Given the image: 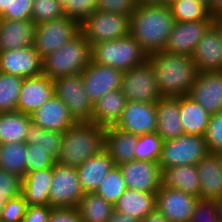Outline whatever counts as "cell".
Returning <instances> with one entry per match:
<instances>
[{
	"instance_id": "obj_47",
	"label": "cell",
	"mask_w": 222,
	"mask_h": 222,
	"mask_svg": "<svg viewBox=\"0 0 222 222\" xmlns=\"http://www.w3.org/2000/svg\"><path fill=\"white\" fill-rule=\"evenodd\" d=\"M22 178L0 169V198H14L21 194Z\"/></svg>"
},
{
	"instance_id": "obj_43",
	"label": "cell",
	"mask_w": 222,
	"mask_h": 222,
	"mask_svg": "<svg viewBox=\"0 0 222 222\" xmlns=\"http://www.w3.org/2000/svg\"><path fill=\"white\" fill-rule=\"evenodd\" d=\"M204 137L209 152L222 151V112L211 115Z\"/></svg>"
},
{
	"instance_id": "obj_18",
	"label": "cell",
	"mask_w": 222,
	"mask_h": 222,
	"mask_svg": "<svg viewBox=\"0 0 222 222\" xmlns=\"http://www.w3.org/2000/svg\"><path fill=\"white\" fill-rule=\"evenodd\" d=\"M156 104L127 102L116 127L135 135L157 132Z\"/></svg>"
},
{
	"instance_id": "obj_1",
	"label": "cell",
	"mask_w": 222,
	"mask_h": 222,
	"mask_svg": "<svg viewBox=\"0 0 222 222\" xmlns=\"http://www.w3.org/2000/svg\"><path fill=\"white\" fill-rule=\"evenodd\" d=\"M174 23L167 6L137 5L130 17L129 34L149 56L164 50Z\"/></svg>"
},
{
	"instance_id": "obj_28",
	"label": "cell",
	"mask_w": 222,
	"mask_h": 222,
	"mask_svg": "<svg viewBox=\"0 0 222 222\" xmlns=\"http://www.w3.org/2000/svg\"><path fill=\"white\" fill-rule=\"evenodd\" d=\"M161 186L180 190L200 199V184L196 165L161 169Z\"/></svg>"
},
{
	"instance_id": "obj_13",
	"label": "cell",
	"mask_w": 222,
	"mask_h": 222,
	"mask_svg": "<svg viewBox=\"0 0 222 222\" xmlns=\"http://www.w3.org/2000/svg\"><path fill=\"white\" fill-rule=\"evenodd\" d=\"M118 167L127 189L156 193L161 187V168L158 162L132 160Z\"/></svg>"
},
{
	"instance_id": "obj_48",
	"label": "cell",
	"mask_w": 222,
	"mask_h": 222,
	"mask_svg": "<svg viewBox=\"0 0 222 222\" xmlns=\"http://www.w3.org/2000/svg\"><path fill=\"white\" fill-rule=\"evenodd\" d=\"M136 7V0H98V10L129 17H131Z\"/></svg>"
},
{
	"instance_id": "obj_11",
	"label": "cell",
	"mask_w": 222,
	"mask_h": 222,
	"mask_svg": "<svg viewBox=\"0 0 222 222\" xmlns=\"http://www.w3.org/2000/svg\"><path fill=\"white\" fill-rule=\"evenodd\" d=\"M76 167L56 163L49 190V205L52 208H77L84 196Z\"/></svg>"
},
{
	"instance_id": "obj_33",
	"label": "cell",
	"mask_w": 222,
	"mask_h": 222,
	"mask_svg": "<svg viewBox=\"0 0 222 222\" xmlns=\"http://www.w3.org/2000/svg\"><path fill=\"white\" fill-rule=\"evenodd\" d=\"M82 222H107L114 211V205L95 192L84 193L77 206Z\"/></svg>"
},
{
	"instance_id": "obj_12",
	"label": "cell",
	"mask_w": 222,
	"mask_h": 222,
	"mask_svg": "<svg viewBox=\"0 0 222 222\" xmlns=\"http://www.w3.org/2000/svg\"><path fill=\"white\" fill-rule=\"evenodd\" d=\"M84 91L96 103L108 92L121 89L123 71L90 61L81 72Z\"/></svg>"
},
{
	"instance_id": "obj_40",
	"label": "cell",
	"mask_w": 222,
	"mask_h": 222,
	"mask_svg": "<svg viewBox=\"0 0 222 222\" xmlns=\"http://www.w3.org/2000/svg\"><path fill=\"white\" fill-rule=\"evenodd\" d=\"M65 16L63 7L57 0H33L31 19L35 24Z\"/></svg>"
},
{
	"instance_id": "obj_37",
	"label": "cell",
	"mask_w": 222,
	"mask_h": 222,
	"mask_svg": "<svg viewBox=\"0 0 222 222\" xmlns=\"http://www.w3.org/2000/svg\"><path fill=\"white\" fill-rule=\"evenodd\" d=\"M169 8L175 22L214 20L208 10L195 0H177Z\"/></svg>"
},
{
	"instance_id": "obj_39",
	"label": "cell",
	"mask_w": 222,
	"mask_h": 222,
	"mask_svg": "<svg viewBox=\"0 0 222 222\" xmlns=\"http://www.w3.org/2000/svg\"><path fill=\"white\" fill-rule=\"evenodd\" d=\"M162 143L163 140L157 132L139 135L135 148V160L158 162Z\"/></svg>"
},
{
	"instance_id": "obj_36",
	"label": "cell",
	"mask_w": 222,
	"mask_h": 222,
	"mask_svg": "<svg viewBox=\"0 0 222 222\" xmlns=\"http://www.w3.org/2000/svg\"><path fill=\"white\" fill-rule=\"evenodd\" d=\"M24 78L0 72V113L18 111Z\"/></svg>"
},
{
	"instance_id": "obj_14",
	"label": "cell",
	"mask_w": 222,
	"mask_h": 222,
	"mask_svg": "<svg viewBox=\"0 0 222 222\" xmlns=\"http://www.w3.org/2000/svg\"><path fill=\"white\" fill-rule=\"evenodd\" d=\"M214 20L175 22L164 51L192 56L198 42Z\"/></svg>"
},
{
	"instance_id": "obj_34",
	"label": "cell",
	"mask_w": 222,
	"mask_h": 222,
	"mask_svg": "<svg viewBox=\"0 0 222 222\" xmlns=\"http://www.w3.org/2000/svg\"><path fill=\"white\" fill-rule=\"evenodd\" d=\"M61 142V132L43 129L33 121L29 123L26 131V144L38 145L56 160L60 154Z\"/></svg>"
},
{
	"instance_id": "obj_44",
	"label": "cell",
	"mask_w": 222,
	"mask_h": 222,
	"mask_svg": "<svg viewBox=\"0 0 222 222\" xmlns=\"http://www.w3.org/2000/svg\"><path fill=\"white\" fill-rule=\"evenodd\" d=\"M190 222H221L216 200L198 199Z\"/></svg>"
},
{
	"instance_id": "obj_22",
	"label": "cell",
	"mask_w": 222,
	"mask_h": 222,
	"mask_svg": "<svg viewBox=\"0 0 222 222\" xmlns=\"http://www.w3.org/2000/svg\"><path fill=\"white\" fill-rule=\"evenodd\" d=\"M31 120L43 129L61 133L76 122L67 106L56 95L37 109L31 115Z\"/></svg>"
},
{
	"instance_id": "obj_15",
	"label": "cell",
	"mask_w": 222,
	"mask_h": 222,
	"mask_svg": "<svg viewBox=\"0 0 222 222\" xmlns=\"http://www.w3.org/2000/svg\"><path fill=\"white\" fill-rule=\"evenodd\" d=\"M189 97L210 115L222 112V71L199 72Z\"/></svg>"
},
{
	"instance_id": "obj_41",
	"label": "cell",
	"mask_w": 222,
	"mask_h": 222,
	"mask_svg": "<svg viewBox=\"0 0 222 222\" xmlns=\"http://www.w3.org/2000/svg\"><path fill=\"white\" fill-rule=\"evenodd\" d=\"M56 160L38 145L26 144V174L53 167Z\"/></svg>"
},
{
	"instance_id": "obj_49",
	"label": "cell",
	"mask_w": 222,
	"mask_h": 222,
	"mask_svg": "<svg viewBox=\"0 0 222 222\" xmlns=\"http://www.w3.org/2000/svg\"><path fill=\"white\" fill-rule=\"evenodd\" d=\"M52 209L50 205L28 206L21 222H48Z\"/></svg>"
},
{
	"instance_id": "obj_8",
	"label": "cell",
	"mask_w": 222,
	"mask_h": 222,
	"mask_svg": "<svg viewBox=\"0 0 222 222\" xmlns=\"http://www.w3.org/2000/svg\"><path fill=\"white\" fill-rule=\"evenodd\" d=\"M80 33V23L63 16L35 25L33 46L43 59Z\"/></svg>"
},
{
	"instance_id": "obj_38",
	"label": "cell",
	"mask_w": 222,
	"mask_h": 222,
	"mask_svg": "<svg viewBox=\"0 0 222 222\" xmlns=\"http://www.w3.org/2000/svg\"><path fill=\"white\" fill-rule=\"evenodd\" d=\"M126 189L121 170L114 166L103 178L95 193L114 205Z\"/></svg>"
},
{
	"instance_id": "obj_5",
	"label": "cell",
	"mask_w": 222,
	"mask_h": 222,
	"mask_svg": "<svg viewBox=\"0 0 222 222\" xmlns=\"http://www.w3.org/2000/svg\"><path fill=\"white\" fill-rule=\"evenodd\" d=\"M148 60L147 53L129 34L126 37L98 42L91 46V61L127 71Z\"/></svg>"
},
{
	"instance_id": "obj_30",
	"label": "cell",
	"mask_w": 222,
	"mask_h": 222,
	"mask_svg": "<svg viewBox=\"0 0 222 222\" xmlns=\"http://www.w3.org/2000/svg\"><path fill=\"white\" fill-rule=\"evenodd\" d=\"M156 208V193L126 189L114 204V210L123 212L139 222Z\"/></svg>"
},
{
	"instance_id": "obj_54",
	"label": "cell",
	"mask_w": 222,
	"mask_h": 222,
	"mask_svg": "<svg viewBox=\"0 0 222 222\" xmlns=\"http://www.w3.org/2000/svg\"><path fill=\"white\" fill-rule=\"evenodd\" d=\"M137 5H163V0H136Z\"/></svg>"
},
{
	"instance_id": "obj_3",
	"label": "cell",
	"mask_w": 222,
	"mask_h": 222,
	"mask_svg": "<svg viewBox=\"0 0 222 222\" xmlns=\"http://www.w3.org/2000/svg\"><path fill=\"white\" fill-rule=\"evenodd\" d=\"M105 127L91 121H77L62 133L56 163L78 167L104 149Z\"/></svg>"
},
{
	"instance_id": "obj_9",
	"label": "cell",
	"mask_w": 222,
	"mask_h": 222,
	"mask_svg": "<svg viewBox=\"0 0 222 222\" xmlns=\"http://www.w3.org/2000/svg\"><path fill=\"white\" fill-rule=\"evenodd\" d=\"M121 91L128 102L156 104L162 98L153 66L148 60L141 65L123 71Z\"/></svg>"
},
{
	"instance_id": "obj_31",
	"label": "cell",
	"mask_w": 222,
	"mask_h": 222,
	"mask_svg": "<svg viewBox=\"0 0 222 222\" xmlns=\"http://www.w3.org/2000/svg\"><path fill=\"white\" fill-rule=\"evenodd\" d=\"M180 116L184 134L205 136L211 115L189 96L180 97Z\"/></svg>"
},
{
	"instance_id": "obj_21",
	"label": "cell",
	"mask_w": 222,
	"mask_h": 222,
	"mask_svg": "<svg viewBox=\"0 0 222 222\" xmlns=\"http://www.w3.org/2000/svg\"><path fill=\"white\" fill-rule=\"evenodd\" d=\"M200 199L217 200L222 197V165L219 154L209 152L197 165Z\"/></svg>"
},
{
	"instance_id": "obj_55",
	"label": "cell",
	"mask_w": 222,
	"mask_h": 222,
	"mask_svg": "<svg viewBox=\"0 0 222 222\" xmlns=\"http://www.w3.org/2000/svg\"><path fill=\"white\" fill-rule=\"evenodd\" d=\"M213 25L217 28L222 39V17L214 18Z\"/></svg>"
},
{
	"instance_id": "obj_50",
	"label": "cell",
	"mask_w": 222,
	"mask_h": 222,
	"mask_svg": "<svg viewBox=\"0 0 222 222\" xmlns=\"http://www.w3.org/2000/svg\"><path fill=\"white\" fill-rule=\"evenodd\" d=\"M48 222H82L77 208H53Z\"/></svg>"
},
{
	"instance_id": "obj_60",
	"label": "cell",
	"mask_w": 222,
	"mask_h": 222,
	"mask_svg": "<svg viewBox=\"0 0 222 222\" xmlns=\"http://www.w3.org/2000/svg\"><path fill=\"white\" fill-rule=\"evenodd\" d=\"M176 1L177 0H163V6L169 7L170 5H172Z\"/></svg>"
},
{
	"instance_id": "obj_51",
	"label": "cell",
	"mask_w": 222,
	"mask_h": 222,
	"mask_svg": "<svg viewBox=\"0 0 222 222\" xmlns=\"http://www.w3.org/2000/svg\"><path fill=\"white\" fill-rule=\"evenodd\" d=\"M107 222H139V221L123 212L114 210L112 212L111 217L107 220Z\"/></svg>"
},
{
	"instance_id": "obj_27",
	"label": "cell",
	"mask_w": 222,
	"mask_h": 222,
	"mask_svg": "<svg viewBox=\"0 0 222 222\" xmlns=\"http://www.w3.org/2000/svg\"><path fill=\"white\" fill-rule=\"evenodd\" d=\"M53 167L27 173L22 178L21 194L28 206L49 205Z\"/></svg>"
},
{
	"instance_id": "obj_52",
	"label": "cell",
	"mask_w": 222,
	"mask_h": 222,
	"mask_svg": "<svg viewBox=\"0 0 222 222\" xmlns=\"http://www.w3.org/2000/svg\"><path fill=\"white\" fill-rule=\"evenodd\" d=\"M140 222H169V221L165 216L161 214V212L157 208H155Z\"/></svg>"
},
{
	"instance_id": "obj_25",
	"label": "cell",
	"mask_w": 222,
	"mask_h": 222,
	"mask_svg": "<svg viewBox=\"0 0 222 222\" xmlns=\"http://www.w3.org/2000/svg\"><path fill=\"white\" fill-rule=\"evenodd\" d=\"M35 25L32 19H0V52L33 45Z\"/></svg>"
},
{
	"instance_id": "obj_19",
	"label": "cell",
	"mask_w": 222,
	"mask_h": 222,
	"mask_svg": "<svg viewBox=\"0 0 222 222\" xmlns=\"http://www.w3.org/2000/svg\"><path fill=\"white\" fill-rule=\"evenodd\" d=\"M192 60L198 73L222 71V39L213 24L198 42Z\"/></svg>"
},
{
	"instance_id": "obj_53",
	"label": "cell",
	"mask_w": 222,
	"mask_h": 222,
	"mask_svg": "<svg viewBox=\"0 0 222 222\" xmlns=\"http://www.w3.org/2000/svg\"><path fill=\"white\" fill-rule=\"evenodd\" d=\"M208 12L213 18L222 17V0H212Z\"/></svg>"
},
{
	"instance_id": "obj_46",
	"label": "cell",
	"mask_w": 222,
	"mask_h": 222,
	"mask_svg": "<svg viewBox=\"0 0 222 222\" xmlns=\"http://www.w3.org/2000/svg\"><path fill=\"white\" fill-rule=\"evenodd\" d=\"M33 0H8V7L0 15L6 20H30Z\"/></svg>"
},
{
	"instance_id": "obj_35",
	"label": "cell",
	"mask_w": 222,
	"mask_h": 222,
	"mask_svg": "<svg viewBox=\"0 0 222 222\" xmlns=\"http://www.w3.org/2000/svg\"><path fill=\"white\" fill-rule=\"evenodd\" d=\"M0 169L19 175H26V143L0 144Z\"/></svg>"
},
{
	"instance_id": "obj_61",
	"label": "cell",
	"mask_w": 222,
	"mask_h": 222,
	"mask_svg": "<svg viewBox=\"0 0 222 222\" xmlns=\"http://www.w3.org/2000/svg\"><path fill=\"white\" fill-rule=\"evenodd\" d=\"M60 4H61V6L64 8L65 6H66V4H67V2L68 1H71V0H57Z\"/></svg>"
},
{
	"instance_id": "obj_32",
	"label": "cell",
	"mask_w": 222,
	"mask_h": 222,
	"mask_svg": "<svg viewBox=\"0 0 222 222\" xmlns=\"http://www.w3.org/2000/svg\"><path fill=\"white\" fill-rule=\"evenodd\" d=\"M31 116L19 111L0 113V144L25 142Z\"/></svg>"
},
{
	"instance_id": "obj_10",
	"label": "cell",
	"mask_w": 222,
	"mask_h": 222,
	"mask_svg": "<svg viewBox=\"0 0 222 222\" xmlns=\"http://www.w3.org/2000/svg\"><path fill=\"white\" fill-rule=\"evenodd\" d=\"M55 95L67 106L77 121H91L94 104L84 91L81 73L53 80Z\"/></svg>"
},
{
	"instance_id": "obj_45",
	"label": "cell",
	"mask_w": 222,
	"mask_h": 222,
	"mask_svg": "<svg viewBox=\"0 0 222 222\" xmlns=\"http://www.w3.org/2000/svg\"><path fill=\"white\" fill-rule=\"evenodd\" d=\"M28 204L22 194L8 200L2 210L0 221L2 222H21L24 217Z\"/></svg>"
},
{
	"instance_id": "obj_56",
	"label": "cell",
	"mask_w": 222,
	"mask_h": 222,
	"mask_svg": "<svg viewBox=\"0 0 222 222\" xmlns=\"http://www.w3.org/2000/svg\"><path fill=\"white\" fill-rule=\"evenodd\" d=\"M195 1L203 5L208 11L210 10L212 0H195Z\"/></svg>"
},
{
	"instance_id": "obj_4",
	"label": "cell",
	"mask_w": 222,
	"mask_h": 222,
	"mask_svg": "<svg viewBox=\"0 0 222 222\" xmlns=\"http://www.w3.org/2000/svg\"><path fill=\"white\" fill-rule=\"evenodd\" d=\"M42 74L55 80L81 73L91 61V46L79 33L57 51L42 60Z\"/></svg>"
},
{
	"instance_id": "obj_6",
	"label": "cell",
	"mask_w": 222,
	"mask_h": 222,
	"mask_svg": "<svg viewBox=\"0 0 222 222\" xmlns=\"http://www.w3.org/2000/svg\"><path fill=\"white\" fill-rule=\"evenodd\" d=\"M208 153L205 137L183 134L175 139L163 141L158 164L161 169L197 165Z\"/></svg>"
},
{
	"instance_id": "obj_59",
	"label": "cell",
	"mask_w": 222,
	"mask_h": 222,
	"mask_svg": "<svg viewBox=\"0 0 222 222\" xmlns=\"http://www.w3.org/2000/svg\"><path fill=\"white\" fill-rule=\"evenodd\" d=\"M10 199L11 198H0V217H1L2 210L4 208L5 203Z\"/></svg>"
},
{
	"instance_id": "obj_58",
	"label": "cell",
	"mask_w": 222,
	"mask_h": 222,
	"mask_svg": "<svg viewBox=\"0 0 222 222\" xmlns=\"http://www.w3.org/2000/svg\"><path fill=\"white\" fill-rule=\"evenodd\" d=\"M218 211H219V217L222 222V197L216 200Z\"/></svg>"
},
{
	"instance_id": "obj_16",
	"label": "cell",
	"mask_w": 222,
	"mask_h": 222,
	"mask_svg": "<svg viewBox=\"0 0 222 222\" xmlns=\"http://www.w3.org/2000/svg\"><path fill=\"white\" fill-rule=\"evenodd\" d=\"M198 198L168 187L156 192V208L169 222H190Z\"/></svg>"
},
{
	"instance_id": "obj_57",
	"label": "cell",
	"mask_w": 222,
	"mask_h": 222,
	"mask_svg": "<svg viewBox=\"0 0 222 222\" xmlns=\"http://www.w3.org/2000/svg\"><path fill=\"white\" fill-rule=\"evenodd\" d=\"M8 7V0H0V15L6 10Z\"/></svg>"
},
{
	"instance_id": "obj_7",
	"label": "cell",
	"mask_w": 222,
	"mask_h": 222,
	"mask_svg": "<svg viewBox=\"0 0 222 222\" xmlns=\"http://www.w3.org/2000/svg\"><path fill=\"white\" fill-rule=\"evenodd\" d=\"M129 26V16L98 10L80 23V33L92 46L128 36Z\"/></svg>"
},
{
	"instance_id": "obj_62",
	"label": "cell",
	"mask_w": 222,
	"mask_h": 222,
	"mask_svg": "<svg viewBox=\"0 0 222 222\" xmlns=\"http://www.w3.org/2000/svg\"><path fill=\"white\" fill-rule=\"evenodd\" d=\"M218 154H219V158H220L221 165H222V151H219Z\"/></svg>"
},
{
	"instance_id": "obj_17",
	"label": "cell",
	"mask_w": 222,
	"mask_h": 222,
	"mask_svg": "<svg viewBox=\"0 0 222 222\" xmlns=\"http://www.w3.org/2000/svg\"><path fill=\"white\" fill-rule=\"evenodd\" d=\"M34 46L0 52V72L23 78L42 74V61Z\"/></svg>"
},
{
	"instance_id": "obj_29",
	"label": "cell",
	"mask_w": 222,
	"mask_h": 222,
	"mask_svg": "<svg viewBox=\"0 0 222 222\" xmlns=\"http://www.w3.org/2000/svg\"><path fill=\"white\" fill-rule=\"evenodd\" d=\"M127 102L121 89L106 93L94 103L91 122L104 127L116 125Z\"/></svg>"
},
{
	"instance_id": "obj_42",
	"label": "cell",
	"mask_w": 222,
	"mask_h": 222,
	"mask_svg": "<svg viewBox=\"0 0 222 222\" xmlns=\"http://www.w3.org/2000/svg\"><path fill=\"white\" fill-rule=\"evenodd\" d=\"M98 11V0H71L63 8L64 15L81 23Z\"/></svg>"
},
{
	"instance_id": "obj_23",
	"label": "cell",
	"mask_w": 222,
	"mask_h": 222,
	"mask_svg": "<svg viewBox=\"0 0 222 222\" xmlns=\"http://www.w3.org/2000/svg\"><path fill=\"white\" fill-rule=\"evenodd\" d=\"M137 142L138 135L121 130L115 125L105 127L104 150L115 166L135 160Z\"/></svg>"
},
{
	"instance_id": "obj_24",
	"label": "cell",
	"mask_w": 222,
	"mask_h": 222,
	"mask_svg": "<svg viewBox=\"0 0 222 222\" xmlns=\"http://www.w3.org/2000/svg\"><path fill=\"white\" fill-rule=\"evenodd\" d=\"M157 134L163 141L184 134L180 116V97H162L156 103Z\"/></svg>"
},
{
	"instance_id": "obj_20",
	"label": "cell",
	"mask_w": 222,
	"mask_h": 222,
	"mask_svg": "<svg viewBox=\"0 0 222 222\" xmlns=\"http://www.w3.org/2000/svg\"><path fill=\"white\" fill-rule=\"evenodd\" d=\"M54 95L53 80L46 75L24 78L18 100V111L31 116Z\"/></svg>"
},
{
	"instance_id": "obj_2",
	"label": "cell",
	"mask_w": 222,
	"mask_h": 222,
	"mask_svg": "<svg viewBox=\"0 0 222 222\" xmlns=\"http://www.w3.org/2000/svg\"><path fill=\"white\" fill-rule=\"evenodd\" d=\"M148 61L153 66L162 97L189 96L198 74L192 56L172 54L163 50L150 54Z\"/></svg>"
},
{
	"instance_id": "obj_26",
	"label": "cell",
	"mask_w": 222,
	"mask_h": 222,
	"mask_svg": "<svg viewBox=\"0 0 222 222\" xmlns=\"http://www.w3.org/2000/svg\"><path fill=\"white\" fill-rule=\"evenodd\" d=\"M109 154L103 149L76 167L81 187L85 193L95 192L106 174L114 167Z\"/></svg>"
}]
</instances>
